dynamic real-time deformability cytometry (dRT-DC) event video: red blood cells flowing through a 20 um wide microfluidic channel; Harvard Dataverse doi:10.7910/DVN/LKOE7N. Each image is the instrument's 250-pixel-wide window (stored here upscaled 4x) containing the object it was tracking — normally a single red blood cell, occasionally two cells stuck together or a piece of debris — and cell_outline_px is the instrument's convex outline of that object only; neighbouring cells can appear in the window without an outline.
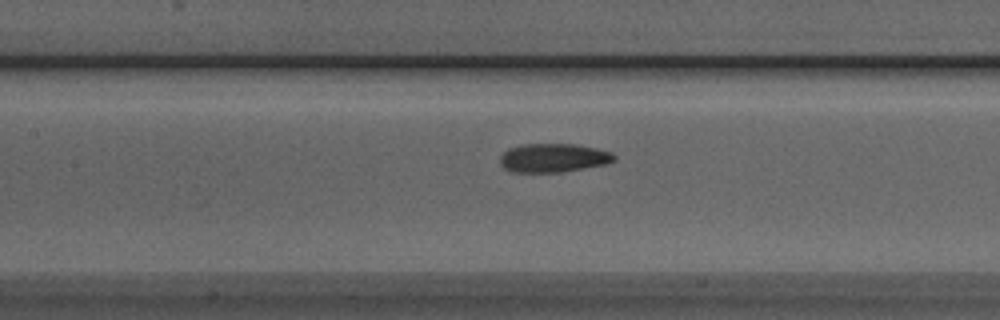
{"species": "Egyptian fruit bat (a non-hibernating species)", "species_latin": "Rousettus aegyptiacus", "temperature_condition": "room temperature", "stored_images_in_passage": 32, "camera_frame_rate_fps": 3000, "um_per_image_px": 0.085, "animal": {"sex": "male"}, "frame": {"image": 1, "passage_image": 10, "time_ms": 3.0, "image_size_px": [1000, 320], "cell_outline_px": [[616, 160], [604, 164], [584, 168], [560, 172], [512, 172], [504, 168], [500, 164], [500, 156], [508, 148], [520, 144], [572, 144], [596, 148], [612, 152], [616, 156]], "centroid_in_image_um": [47.01, 13.41], "position_along_channel_um": 160.4, "area_um2": 19.13}}
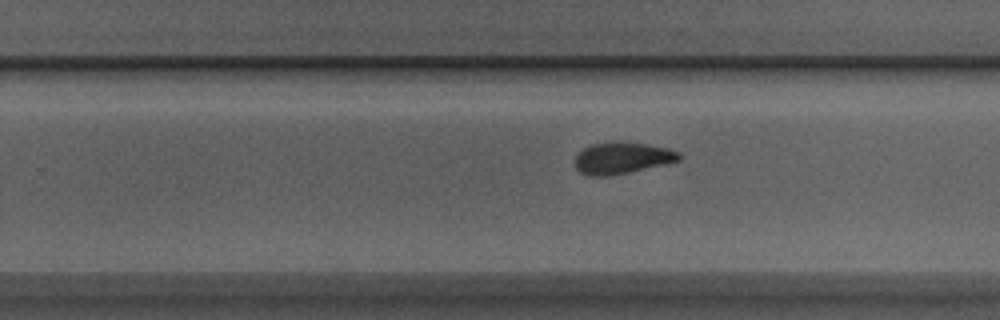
{"frame": {"image": 2, "passage_image": 19, "time_ms": 6.0, "image_size_px": [1000, 320], "cell_outline_px": [[680, 160], [664, 164], [628, 172], [608, 176], [588, 176], [580, 172], [576, 168], [576, 156], [584, 148], [592, 144], [620, 140], [648, 144], [668, 148], [680, 152]], "centroid_in_image_um": [52.88, 13.41], "position_along_channel_um": 276.9, "area_um2": 19.19}}
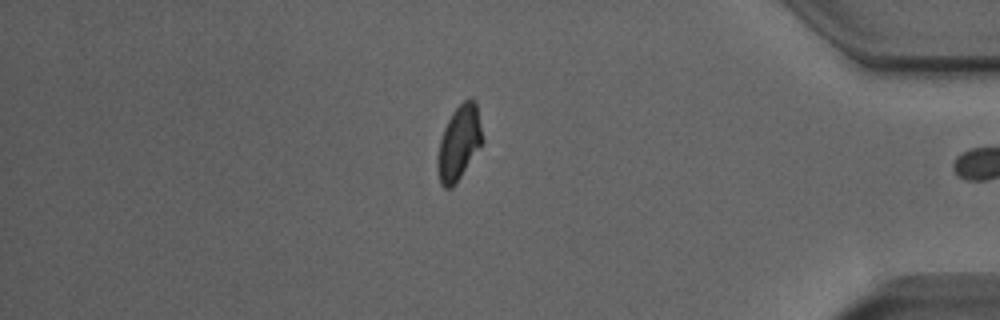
{"frame": {"image": 3, "passage_image": 31, "time_ms": 10.0, "image_size_px": [1000, 320], "cell_outline_px": [[484, 140], [452, 188], [444, 188], [440, 184], [436, 164], [436, 156], [440, 140], [444, 128], [452, 112], [464, 100], [472, 96], [476, 100]], "centroid_in_image_um": [39.01, 12.1], "position_along_channel_um": 396.2, "area_um2": 19.48}, "authors_computed_cell_mechanics": {"area_um2": 19.5075, "velocity_mm_per_s": 3.8999, "shape_relaxation_time_tau1_ms": null, "shape_relaxation_time_tau2_ms": 3.7415, "deformation_change_tau1": null, "deformation_change_tau2": 0.0869}}